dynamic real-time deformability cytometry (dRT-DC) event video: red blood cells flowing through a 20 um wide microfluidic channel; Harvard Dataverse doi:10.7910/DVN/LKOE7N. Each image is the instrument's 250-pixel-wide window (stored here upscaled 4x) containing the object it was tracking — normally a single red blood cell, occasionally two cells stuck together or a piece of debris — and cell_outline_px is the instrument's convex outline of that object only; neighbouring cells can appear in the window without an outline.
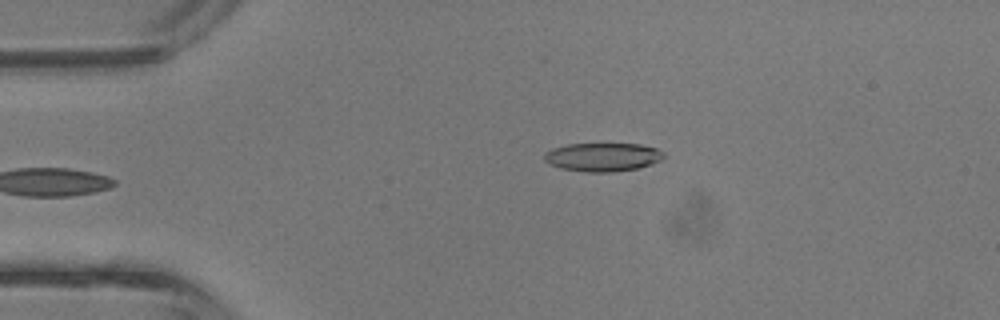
{"species": "common noctule bat (a hibernating species)", "species_latin": "Nyctalus noctula", "temperature_condition": "room temperature", "stored_images_in_passage": 30, "camera_frame_rate_fps": 3000, "um_per_image_px": 0.085, "animal": {"sex": "male", "body_mass_g": 13.3}, "frame": {"image": 1, "passage_image": 1, "time_ms": 0.0, "image_size_px": [1000, 320], "cell_outline_px": [[664, 156], [660, 160], [652, 164], [636, 168], [612, 172], [584, 172], [560, 168], [544, 160], [544, 152], [552, 148], [568, 144], [640, 144], [656, 148], [664, 152]], "centroid_in_image_um": [51.22, 13.34], "position_along_channel_um": 33.8, "area_um2": 19.83}}
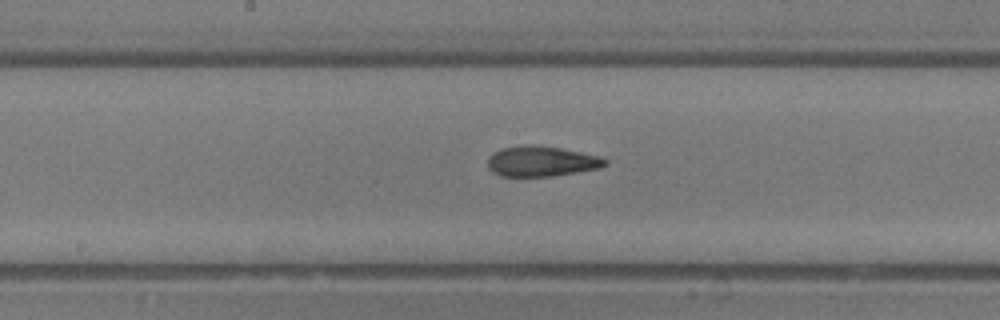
{"frame": {"image": 2, "passage_image": 14, "time_ms": 4.333, "image_size_px": [1000, 320], "cell_outline_px": [[608, 164], [600, 168], [552, 176], [500, 176], [492, 172], [488, 168], [488, 156], [492, 152], [500, 148], [524, 144], [536, 144], [560, 148], [600, 156], [608, 160]], "centroid_in_image_um": [45.99, 13.69], "position_along_channel_um": 202.2, "area_um2": 21.04}}
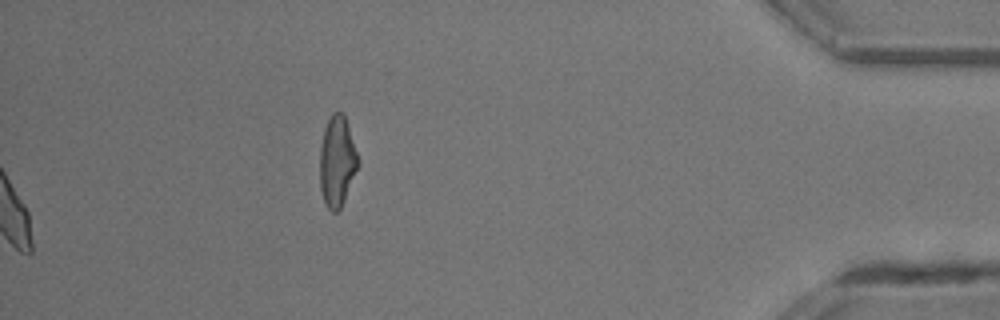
{"frame": {"image": 3, "passage_image": 30, "time_ms": 9.667, "image_size_px": [1000, 320], "cell_outline_px": [[360, 164], [344, 200], [340, 208], [336, 212], [332, 212], [328, 208], [324, 200], [320, 188], [320, 148], [324, 128], [332, 112], [340, 112], [344, 116]], "centroid_in_image_um": [28.64, 13.74], "position_along_channel_um": 406.6, "area_um2": 19.83}, "authors_computed_cell_mechanics": {"area_um2": 20.6635, "velocity_mm_per_s": 4.847, "shape_relaxation_time_tau1_ms": 4.8407, "shape_relaxation_time_tau2_ms": 1.8021, "deformation_change_tau1": 0.2145, "deformation_change_tau2": 0.1048}}